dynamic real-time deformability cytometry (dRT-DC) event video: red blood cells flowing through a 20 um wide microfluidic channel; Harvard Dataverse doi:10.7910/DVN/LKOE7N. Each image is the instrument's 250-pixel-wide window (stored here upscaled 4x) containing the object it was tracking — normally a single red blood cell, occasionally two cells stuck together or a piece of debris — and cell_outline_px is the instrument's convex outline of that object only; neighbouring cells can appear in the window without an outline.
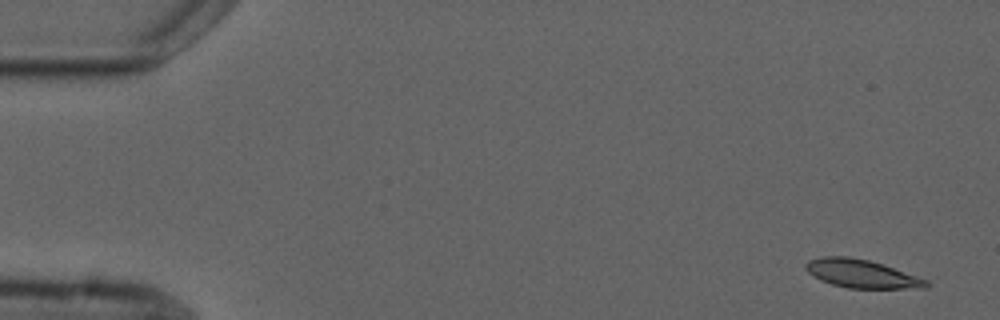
{"species": "common noctule bat (a hibernating species)", "species_latin": "Nyctalus noctula", "temperature_condition": "cold", "stored_images_in_passage": 4, "camera_frame_rate_fps": 3000, "um_per_image_px": 0.085, "animal": {"sex": "male", "forearm_length_mm": 52.5}, "frame": {"image": 1, "passage_image": 1, "time_ms": 0.0, "image_size_px": [1000, 320], "cell_outline_px": [[928, 288], [848, 288], [832, 284], [820, 280], [808, 272], [804, 268], [804, 264], [808, 260], [820, 256], [848, 256], [868, 260], [928, 280]], "centroid_in_image_um": [73.17, 23.26], "position_along_channel_um": 11.8, "area_um2": 19.65}}
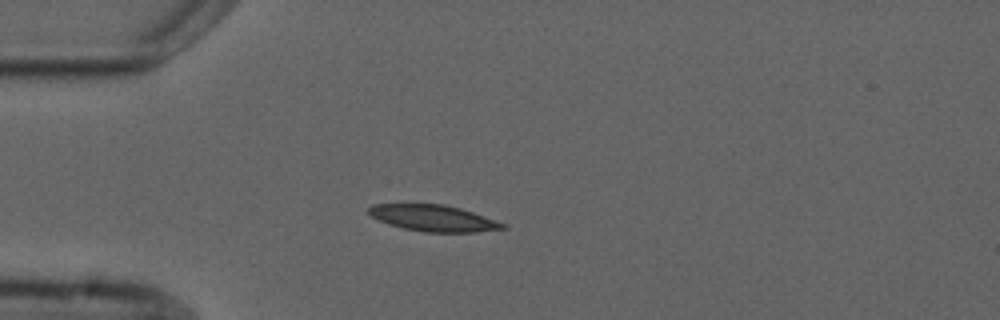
{"frame": {"image": 2, "passage_image": 4, "time_ms": 4.0, "image_size_px": [1000, 320], "cell_outline_px": [[508, 228], [476, 232], [424, 232], [404, 228], [388, 224], [372, 216], [368, 212], [368, 208], [372, 204], [444, 204], [460, 208], [508, 224]], "centroid_in_image_um": [36.87, 18.54], "position_along_channel_um": 48.1, "area_um2": 20.52}}